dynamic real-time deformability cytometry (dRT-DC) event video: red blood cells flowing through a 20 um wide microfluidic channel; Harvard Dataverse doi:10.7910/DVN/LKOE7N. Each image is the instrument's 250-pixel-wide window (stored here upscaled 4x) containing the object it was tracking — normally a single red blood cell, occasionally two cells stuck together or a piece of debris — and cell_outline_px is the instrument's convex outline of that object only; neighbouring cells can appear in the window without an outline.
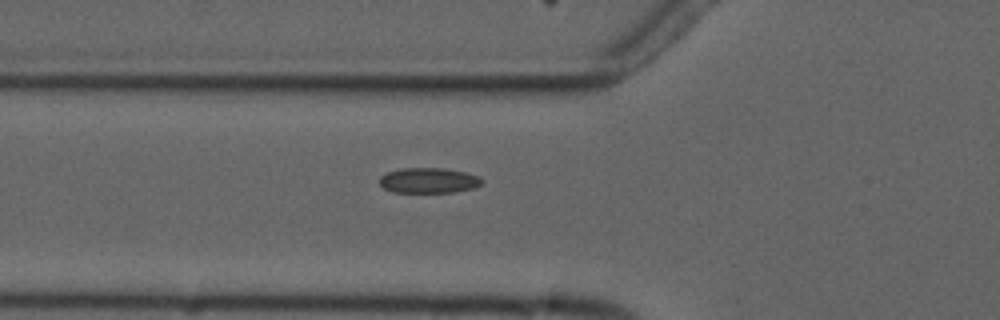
{"species": "common noctule bat (a hibernating species)", "species_latin": "Nyctalus noctula", "temperature_condition": "cold", "stored_images_in_passage": 3, "camera_frame_rate_fps": 3000, "um_per_image_px": 0.085, "animal": {"sex": "male", "forearm_length_mm": 52.5}, "frame": {"image": 1, "passage_image": 3, "time_ms": 3.333, "image_size_px": [1000, 320], "cell_outline_px": [[484, 180], [480, 184], [472, 188], [456, 192], [392, 192], [384, 188], [380, 184], [380, 176], [388, 172], [400, 168], [444, 168], [464, 172], [480, 176]], "centroid_in_image_um": [36.44, 15.33], "position_along_channel_um": 89.4, "area_um2": 15.09}}